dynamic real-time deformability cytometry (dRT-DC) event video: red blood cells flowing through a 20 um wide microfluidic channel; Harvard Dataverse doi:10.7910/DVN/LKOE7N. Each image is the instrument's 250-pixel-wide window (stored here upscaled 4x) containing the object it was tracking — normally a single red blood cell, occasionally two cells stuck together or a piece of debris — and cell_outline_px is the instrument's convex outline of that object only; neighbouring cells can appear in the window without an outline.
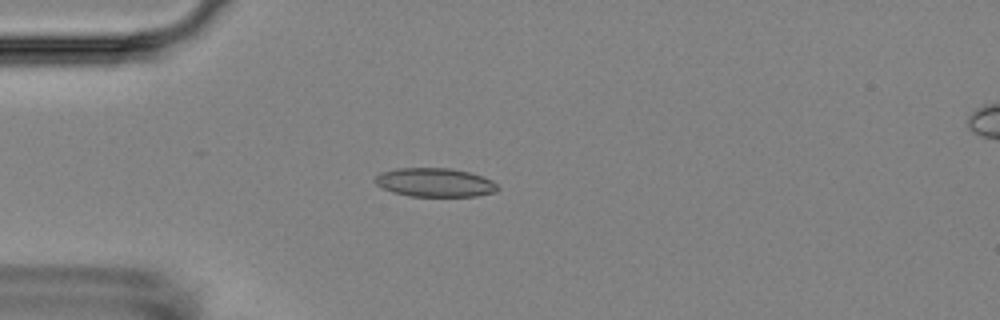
{"species": "Egyptian fruit bat (a non-hibernating species)", "species_latin": "Rousettus aegyptiacus", "temperature_condition": "room temperature", "stored_images_in_passage": 4, "camera_frame_rate_fps": 3000, "um_per_image_px": 0.085, "animal": {"sex": "female"}, "frame": {"image": 1, "passage_image": 4, "time_ms": 3.333, "image_size_px": [1000, 320], "cell_outline_px": [[500, 188], [496, 192], [476, 196], [412, 196], [392, 192], [376, 184], [372, 180], [380, 172], [396, 168], [452, 168], [468, 172], [492, 180]], "centroid_in_image_um": [36.95, 15.5], "position_along_channel_um": 48.1, "area_um2": 20.58}}